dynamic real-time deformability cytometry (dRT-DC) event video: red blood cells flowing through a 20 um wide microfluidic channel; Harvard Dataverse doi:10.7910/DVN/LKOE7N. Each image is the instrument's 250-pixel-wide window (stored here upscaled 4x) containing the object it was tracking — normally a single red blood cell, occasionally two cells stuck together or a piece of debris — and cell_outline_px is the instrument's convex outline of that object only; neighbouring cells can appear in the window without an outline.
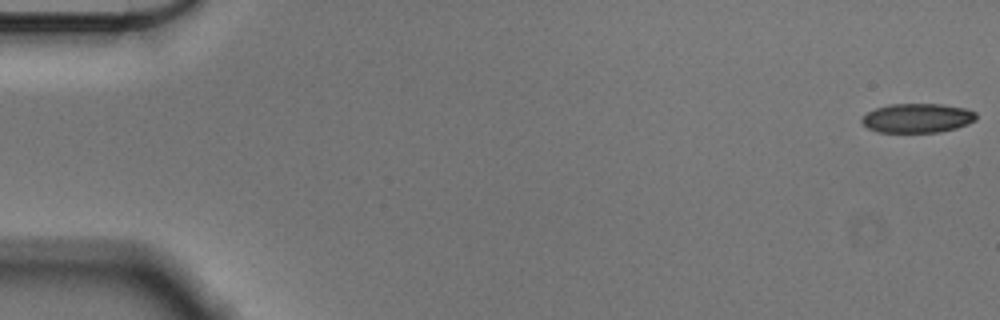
{"species": "Egyptian fruit bat (a non-hibernating species)", "species_latin": "Rousettus aegyptiacus", "temperature_condition": "cold", "stored_images_in_passage": 20, "camera_frame_rate_fps": 3000, "um_per_image_px": 0.085, "animal": {"sex": "male"}, "frame": {"image": 1, "passage_image": 1, "time_ms": 0.0, "image_size_px": [1000, 320], "cell_outline_px": [[976, 120], [968, 124], [956, 128], [940, 132], [876, 132], [868, 128], [860, 120], [868, 112], [876, 108], [888, 104], [944, 104], [964, 108], [976, 112]], "centroid_in_image_um": [77.99, 10.03], "position_along_channel_um": 7.0, "area_um2": 19.54}}
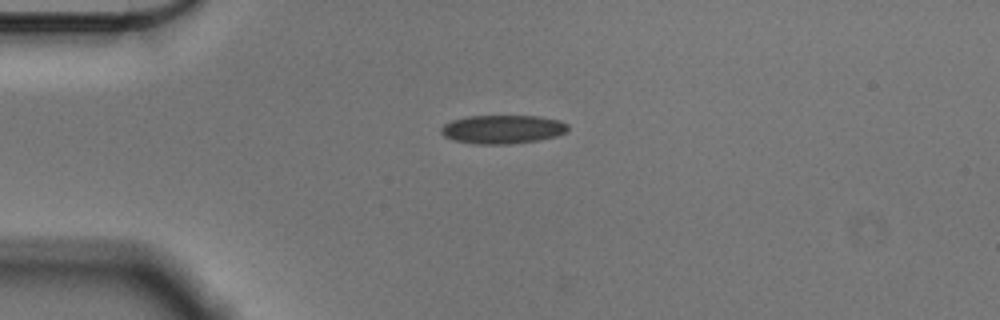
{"frame": {"image": 2, "passage_image": 14, "time_ms": 4.333, "image_size_px": [1000, 320], "cell_outline_px": [[568, 128], [564, 132], [556, 136], [536, 140], [508, 144], [476, 144], [456, 140], [444, 136], [440, 132], [440, 128], [444, 124], [452, 120], [468, 116], [536, 116], [560, 120], [568, 124]], "centroid_in_image_um": [42.7, 10.98], "position_along_channel_um": 42.3, "area_um2": 20.98}}
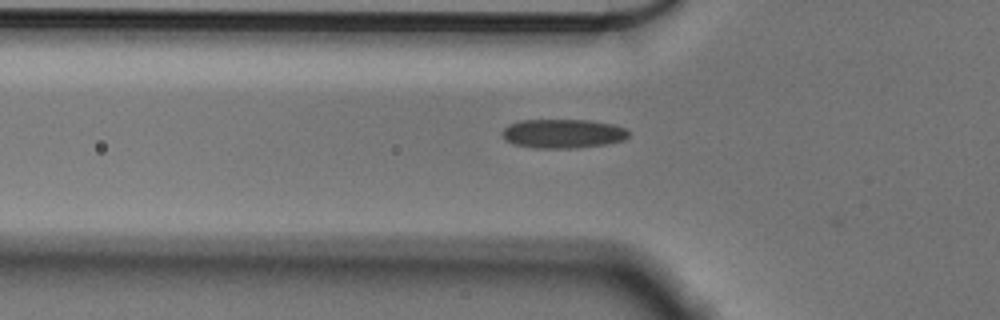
{"frame": {"image": 3, "passage_image": 19, "time_ms": 6.0, "image_size_px": [1000, 320], "cell_outline_px": [[628, 136], [624, 140], [604, 144], [576, 148], [532, 148], [516, 144], [508, 140], [504, 136], [504, 128], [508, 124], [520, 120], [592, 120], [612, 124], [624, 128], [628, 132]], "centroid_in_image_um": [47.86, 11.35], "position_along_channel_um": 77.9, "area_um2": 21.21}}